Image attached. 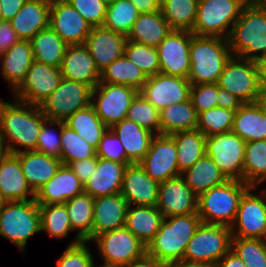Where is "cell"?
Here are the masks:
<instances>
[{"label": "cell", "instance_id": "35", "mask_svg": "<svg viewBox=\"0 0 266 267\" xmlns=\"http://www.w3.org/2000/svg\"><path fill=\"white\" fill-rule=\"evenodd\" d=\"M172 30L161 10L140 14L134 22L127 40L157 47Z\"/></svg>", "mask_w": 266, "mask_h": 267}, {"label": "cell", "instance_id": "13", "mask_svg": "<svg viewBox=\"0 0 266 267\" xmlns=\"http://www.w3.org/2000/svg\"><path fill=\"white\" fill-rule=\"evenodd\" d=\"M250 187L242 196L237 214L230 229L232 237L266 238V190L253 194Z\"/></svg>", "mask_w": 266, "mask_h": 267}, {"label": "cell", "instance_id": "64", "mask_svg": "<svg viewBox=\"0 0 266 267\" xmlns=\"http://www.w3.org/2000/svg\"><path fill=\"white\" fill-rule=\"evenodd\" d=\"M168 267H216V265L182 259L172 263Z\"/></svg>", "mask_w": 266, "mask_h": 267}, {"label": "cell", "instance_id": "29", "mask_svg": "<svg viewBox=\"0 0 266 267\" xmlns=\"http://www.w3.org/2000/svg\"><path fill=\"white\" fill-rule=\"evenodd\" d=\"M120 140L129 164H139L149 150L153 134L127 118L110 128Z\"/></svg>", "mask_w": 266, "mask_h": 267}, {"label": "cell", "instance_id": "34", "mask_svg": "<svg viewBox=\"0 0 266 267\" xmlns=\"http://www.w3.org/2000/svg\"><path fill=\"white\" fill-rule=\"evenodd\" d=\"M64 205L67 209L71 228L73 232L77 231L69 245L82 241H92L94 198L83 192L66 201Z\"/></svg>", "mask_w": 266, "mask_h": 267}, {"label": "cell", "instance_id": "57", "mask_svg": "<svg viewBox=\"0 0 266 267\" xmlns=\"http://www.w3.org/2000/svg\"><path fill=\"white\" fill-rule=\"evenodd\" d=\"M20 39L17 37L16 32L12 28L10 21H0V56Z\"/></svg>", "mask_w": 266, "mask_h": 267}, {"label": "cell", "instance_id": "60", "mask_svg": "<svg viewBox=\"0 0 266 267\" xmlns=\"http://www.w3.org/2000/svg\"><path fill=\"white\" fill-rule=\"evenodd\" d=\"M140 14L153 13L161 9V0H129Z\"/></svg>", "mask_w": 266, "mask_h": 267}, {"label": "cell", "instance_id": "65", "mask_svg": "<svg viewBox=\"0 0 266 267\" xmlns=\"http://www.w3.org/2000/svg\"><path fill=\"white\" fill-rule=\"evenodd\" d=\"M7 153L8 151L6 149V146L0 137V162L7 155Z\"/></svg>", "mask_w": 266, "mask_h": 267}, {"label": "cell", "instance_id": "10", "mask_svg": "<svg viewBox=\"0 0 266 267\" xmlns=\"http://www.w3.org/2000/svg\"><path fill=\"white\" fill-rule=\"evenodd\" d=\"M138 93L128 85L99 82L92 89L91 105L100 120L111 128L127 117L129 106Z\"/></svg>", "mask_w": 266, "mask_h": 267}, {"label": "cell", "instance_id": "2", "mask_svg": "<svg viewBox=\"0 0 266 267\" xmlns=\"http://www.w3.org/2000/svg\"><path fill=\"white\" fill-rule=\"evenodd\" d=\"M201 223L198 213L165 217L146 253L164 267L184 259L186 247Z\"/></svg>", "mask_w": 266, "mask_h": 267}, {"label": "cell", "instance_id": "4", "mask_svg": "<svg viewBox=\"0 0 266 267\" xmlns=\"http://www.w3.org/2000/svg\"><path fill=\"white\" fill-rule=\"evenodd\" d=\"M231 56L227 39L194 35L191 39V68L187 79L191 85L217 83Z\"/></svg>", "mask_w": 266, "mask_h": 267}, {"label": "cell", "instance_id": "9", "mask_svg": "<svg viewBox=\"0 0 266 267\" xmlns=\"http://www.w3.org/2000/svg\"><path fill=\"white\" fill-rule=\"evenodd\" d=\"M92 88L89 85L64 77L58 87L39 105L47 119L64 121L76 111L91 104Z\"/></svg>", "mask_w": 266, "mask_h": 267}, {"label": "cell", "instance_id": "66", "mask_svg": "<svg viewBox=\"0 0 266 267\" xmlns=\"http://www.w3.org/2000/svg\"><path fill=\"white\" fill-rule=\"evenodd\" d=\"M260 92L261 94L258 102L262 105V107L266 112V91H260Z\"/></svg>", "mask_w": 266, "mask_h": 267}, {"label": "cell", "instance_id": "54", "mask_svg": "<svg viewBox=\"0 0 266 267\" xmlns=\"http://www.w3.org/2000/svg\"><path fill=\"white\" fill-rule=\"evenodd\" d=\"M190 99L197 114L218 106V84L202 83L191 85Z\"/></svg>", "mask_w": 266, "mask_h": 267}, {"label": "cell", "instance_id": "70", "mask_svg": "<svg viewBox=\"0 0 266 267\" xmlns=\"http://www.w3.org/2000/svg\"><path fill=\"white\" fill-rule=\"evenodd\" d=\"M0 21H2L1 4H0Z\"/></svg>", "mask_w": 266, "mask_h": 267}, {"label": "cell", "instance_id": "6", "mask_svg": "<svg viewBox=\"0 0 266 267\" xmlns=\"http://www.w3.org/2000/svg\"><path fill=\"white\" fill-rule=\"evenodd\" d=\"M40 232L39 204L35 199L0 202V236L12 242L22 253L29 238Z\"/></svg>", "mask_w": 266, "mask_h": 267}, {"label": "cell", "instance_id": "23", "mask_svg": "<svg viewBox=\"0 0 266 267\" xmlns=\"http://www.w3.org/2000/svg\"><path fill=\"white\" fill-rule=\"evenodd\" d=\"M62 77L89 85L100 82L101 73L84 44L68 45L60 65Z\"/></svg>", "mask_w": 266, "mask_h": 267}, {"label": "cell", "instance_id": "52", "mask_svg": "<svg viewBox=\"0 0 266 267\" xmlns=\"http://www.w3.org/2000/svg\"><path fill=\"white\" fill-rule=\"evenodd\" d=\"M87 243V241H82L68 245L56 261V267H91L95 260Z\"/></svg>", "mask_w": 266, "mask_h": 267}, {"label": "cell", "instance_id": "12", "mask_svg": "<svg viewBox=\"0 0 266 267\" xmlns=\"http://www.w3.org/2000/svg\"><path fill=\"white\" fill-rule=\"evenodd\" d=\"M217 84L243 103L259 101L261 92L258 85L256 61L232 55L227 61Z\"/></svg>", "mask_w": 266, "mask_h": 267}, {"label": "cell", "instance_id": "38", "mask_svg": "<svg viewBox=\"0 0 266 267\" xmlns=\"http://www.w3.org/2000/svg\"><path fill=\"white\" fill-rule=\"evenodd\" d=\"M34 60L49 66L60 67L68 46L49 26L31 40Z\"/></svg>", "mask_w": 266, "mask_h": 267}, {"label": "cell", "instance_id": "69", "mask_svg": "<svg viewBox=\"0 0 266 267\" xmlns=\"http://www.w3.org/2000/svg\"><path fill=\"white\" fill-rule=\"evenodd\" d=\"M102 2H104L106 4V6L111 5L115 0H101Z\"/></svg>", "mask_w": 266, "mask_h": 267}, {"label": "cell", "instance_id": "21", "mask_svg": "<svg viewBox=\"0 0 266 267\" xmlns=\"http://www.w3.org/2000/svg\"><path fill=\"white\" fill-rule=\"evenodd\" d=\"M127 36L104 27H92L84 45L101 73L113 61L124 55Z\"/></svg>", "mask_w": 266, "mask_h": 267}, {"label": "cell", "instance_id": "26", "mask_svg": "<svg viewBox=\"0 0 266 267\" xmlns=\"http://www.w3.org/2000/svg\"><path fill=\"white\" fill-rule=\"evenodd\" d=\"M33 199L35 193L26 181L19 158L15 154L7 153L0 162V202Z\"/></svg>", "mask_w": 266, "mask_h": 267}, {"label": "cell", "instance_id": "24", "mask_svg": "<svg viewBox=\"0 0 266 267\" xmlns=\"http://www.w3.org/2000/svg\"><path fill=\"white\" fill-rule=\"evenodd\" d=\"M128 208L127 199L120 193L94 198L92 240L104 232L123 227Z\"/></svg>", "mask_w": 266, "mask_h": 267}, {"label": "cell", "instance_id": "14", "mask_svg": "<svg viewBox=\"0 0 266 267\" xmlns=\"http://www.w3.org/2000/svg\"><path fill=\"white\" fill-rule=\"evenodd\" d=\"M99 255L105 263L122 267L146 253V246L125 226L96 236Z\"/></svg>", "mask_w": 266, "mask_h": 267}, {"label": "cell", "instance_id": "25", "mask_svg": "<svg viewBox=\"0 0 266 267\" xmlns=\"http://www.w3.org/2000/svg\"><path fill=\"white\" fill-rule=\"evenodd\" d=\"M84 192V186L68 165L59 167L55 175L35 194L38 204H64Z\"/></svg>", "mask_w": 266, "mask_h": 267}, {"label": "cell", "instance_id": "11", "mask_svg": "<svg viewBox=\"0 0 266 267\" xmlns=\"http://www.w3.org/2000/svg\"><path fill=\"white\" fill-rule=\"evenodd\" d=\"M246 142L233 131L206 137V154L227 180L243 182Z\"/></svg>", "mask_w": 266, "mask_h": 267}, {"label": "cell", "instance_id": "16", "mask_svg": "<svg viewBox=\"0 0 266 267\" xmlns=\"http://www.w3.org/2000/svg\"><path fill=\"white\" fill-rule=\"evenodd\" d=\"M139 165L155 181L161 183L180 176L177 147L171 135L156 134Z\"/></svg>", "mask_w": 266, "mask_h": 267}, {"label": "cell", "instance_id": "58", "mask_svg": "<svg viewBox=\"0 0 266 267\" xmlns=\"http://www.w3.org/2000/svg\"><path fill=\"white\" fill-rule=\"evenodd\" d=\"M243 104L236 96L218 86V107L237 111Z\"/></svg>", "mask_w": 266, "mask_h": 267}, {"label": "cell", "instance_id": "45", "mask_svg": "<svg viewBox=\"0 0 266 267\" xmlns=\"http://www.w3.org/2000/svg\"><path fill=\"white\" fill-rule=\"evenodd\" d=\"M60 160L63 165L96 157V149L61 121Z\"/></svg>", "mask_w": 266, "mask_h": 267}, {"label": "cell", "instance_id": "39", "mask_svg": "<svg viewBox=\"0 0 266 267\" xmlns=\"http://www.w3.org/2000/svg\"><path fill=\"white\" fill-rule=\"evenodd\" d=\"M177 147V163L181 173L206 154V136L198 129L171 135Z\"/></svg>", "mask_w": 266, "mask_h": 267}, {"label": "cell", "instance_id": "33", "mask_svg": "<svg viewBox=\"0 0 266 267\" xmlns=\"http://www.w3.org/2000/svg\"><path fill=\"white\" fill-rule=\"evenodd\" d=\"M232 131L245 142L266 140V112L262 105L244 103L235 113Z\"/></svg>", "mask_w": 266, "mask_h": 267}, {"label": "cell", "instance_id": "44", "mask_svg": "<svg viewBox=\"0 0 266 267\" xmlns=\"http://www.w3.org/2000/svg\"><path fill=\"white\" fill-rule=\"evenodd\" d=\"M41 232L51 238H66L73 232L64 204H39Z\"/></svg>", "mask_w": 266, "mask_h": 267}, {"label": "cell", "instance_id": "51", "mask_svg": "<svg viewBox=\"0 0 266 267\" xmlns=\"http://www.w3.org/2000/svg\"><path fill=\"white\" fill-rule=\"evenodd\" d=\"M49 125L52 128L58 127V134ZM61 145V121L46 119L42 124L35 151L60 159Z\"/></svg>", "mask_w": 266, "mask_h": 267}, {"label": "cell", "instance_id": "15", "mask_svg": "<svg viewBox=\"0 0 266 267\" xmlns=\"http://www.w3.org/2000/svg\"><path fill=\"white\" fill-rule=\"evenodd\" d=\"M61 79L60 67L33 60L24 80L12 92L13 99L39 106L58 87Z\"/></svg>", "mask_w": 266, "mask_h": 267}, {"label": "cell", "instance_id": "63", "mask_svg": "<svg viewBox=\"0 0 266 267\" xmlns=\"http://www.w3.org/2000/svg\"><path fill=\"white\" fill-rule=\"evenodd\" d=\"M260 91H266V58L256 61Z\"/></svg>", "mask_w": 266, "mask_h": 267}, {"label": "cell", "instance_id": "42", "mask_svg": "<svg viewBox=\"0 0 266 267\" xmlns=\"http://www.w3.org/2000/svg\"><path fill=\"white\" fill-rule=\"evenodd\" d=\"M243 182L257 188L266 182V140L246 142Z\"/></svg>", "mask_w": 266, "mask_h": 267}, {"label": "cell", "instance_id": "32", "mask_svg": "<svg viewBox=\"0 0 266 267\" xmlns=\"http://www.w3.org/2000/svg\"><path fill=\"white\" fill-rule=\"evenodd\" d=\"M164 220V213L157 205H131L126 213L124 226L147 247Z\"/></svg>", "mask_w": 266, "mask_h": 267}, {"label": "cell", "instance_id": "67", "mask_svg": "<svg viewBox=\"0 0 266 267\" xmlns=\"http://www.w3.org/2000/svg\"><path fill=\"white\" fill-rule=\"evenodd\" d=\"M252 3H254L256 6L266 8V0H250Z\"/></svg>", "mask_w": 266, "mask_h": 267}, {"label": "cell", "instance_id": "53", "mask_svg": "<svg viewBox=\"0 0 266 267\" xmlns=\"http://www.w3.org/2000/svg\"><path fill=\"white\" fill-rule=\"evenodd\" d=\"M91 27H102L107 6L101 0H66Z\"/></svg>", "mask_w": 266, "mask_h": 267}, {"label": "cell", "instance_id": "61", "mask_svg": "<svg viewBox=\"0 0 266 267\" xmlns=\"http://www.w3.org/2000/svg\"><path fill=\"white\" fill-rule=\"evenodd\" d=\"M216 267H247L236 253L230 250L216 264Z\"/></svg>", "mask_w": 266, "mask_h": 267}, {"label": "cell", "instance_id": "46", "mask_svg": "<svg viewBox=\"0 0 266 267\" xmlns=\"http://www.w3.org/2000/svg\"><path fill=\"white\" fill-rule=\"evenodd\" d=\"M139 15L140 13L129 0H115L107 6L102 27L128 36Z\"/></svg>", "mask_w": 266, "mask_h": 267}, {"label": "cell", "instance_id": "5", "mask_svg": "<svg viewBox=\"0 0 266 267\" xmlns=\"http://www.w3.org/2000/svg\"><path fill=\"white\" fill-rule=\"evenodd\" d=\"M250 188L244 182L227 180L198 197V216L204 224L231 227L243 194Z\"/></svg>", "mask_w": 266, "mask_h": 267}, {"label": "cell", "instance_id": "62", "mask_svg": "<svg viewBox=\"0 0 266 267\" xmlns=\"http://www.w3.org/2000/svg\"><path fill=\"white\" fill-rule=\"evenodd\" d=\"M122 267H164L153 256L145 253L142 257L131 261Z\"/></svg>", "mask_w": 266, "mask_h": 267}, {"label": "cell", "instance_id": "30", "mask_svg": "<svg viewBox=\"0 0 266 267\" xmlns=\"http://www.w3.org/2000/svg\"><path fill=\"white\" fill-rule=\"evenodd\" d=\"M32 191H37L47 183L61 166V160L38 151H24L15 154Z\"/></svg>", "mask_w": 266, "mask_h": 267}, {"label": "cell", "instance_id": "17", "mask_svg": "<svg viewBox=\"0 0 266 267\" xmlns=\"http://www.w3.org/2000/svg\"><path fill=\"white\" fill-rule=\"evenodd\" d=\"M194 34L187 30H172L156 47L160 72L188 78L190 73V46Z\"/></svg>", "mask_w": 266, "mask_h": 267}, {"label": "cell", "instance_id": "55", "mask_svg": "<svg viewBox=\"0 0 266 267\" xmlns=\"http://www.w3.org/2000/svg\"><path fill=\"white\" fill-rule=\"evenodd\" d=\"M96 156L119 163H128L124 147L110 128L102 135L96 149Z\"/></svg>", "mask_w": 266, "mask_h": 267}, {"label": "cell", "instance_id": "36", "mask_svg": "<svg viewBox=\"0 0 266 267\" xmlns=\"http://www.w3.org/2000/svg\"><path fill=\"white\" fill-rule=\"evenodd\" d=\"M181 176L198 197L212 187L227 181V178L207 154L184 171Z\"/></svg>", "mask_w": 266, "mask_h": 267}, {"label": "cell", "instance_id": "56", "mask_svg": "<svg viewBox=\"0 0 266 267\" xmlns=\"http://www.w3.org/2000/svg\"><path fill=\"white\" fill-rule=\"evenodd\" d=\"M70 169L84 185L94 173L97 167V156L94 158L83 159L68 164Z\"/></svg>", "mask_w": 266, "mask_h": 267}, {"label": "cell", "instance_id": "41", "mask_svg": "<svg viewBox=\"0 0 266 267\" xmlns=\"http://www.w3.org/2000/svg\"><path fill=\"white\" fill-rule=\"evenodd\" d=\"M147 79L141 69L122 55L101 72L100 83L128 85L139 91Z\"/></svg>", "mask_w": 266, "mask_h": 267}, {"label": "cell", "instance_id": "19", "mask_svg": "<svg viewBox=\"0 0 266 267\" xmlns=\"http://www.w3.org/2000/svg\"><path fill=\"white\" fill-rule=\"evenodd\" d=\"M49 27L68 45L84 44L92 29L66 0H51Z\"/></svg>", "mask_w": 266, "mask_h": 267}, {"label": "cell", "instance_id": "50", "mask_svg": "<svg viewBox=\"0 0 266 267\" xmlns=\"http://www.w3.org/2000/svg\"><path fill=\"white\" fill-rule=\"evenodd\" d=\"M126 118L155 135L160 134V111L140 93L132 100Z\"/></svg>", "mask_w": 266, "mask_h": 267}, {"label": "cell", "instance_id": "3", "mask_svg": "<svg viewBox=\"0 0 266 267\" xmlns=\"http://www.w3.org/2000/svg\"><path fill=\"white\" fill-rule=\"evenodd\" d=\"M233 56L258 61L266 58V8L250 0L227 38Z\"/></svg>", "mask_w": 266, "mask_h": 267}, {"label": "cell", "instance_id": "27", "mask_svg": "<svg viewBox=\"0 0 266 267\" xmlns=\"http://www.w3.org/2000/svg\"><path fill=\"white\" fill-rule=\"evenodd\" d=\"M127 165L130 164L97 157V167L90 179L83 185L84 193L93 198L120 193Z\"/></svg>", "mask_w": 266, "mask_h": 267}, {"label": "cell", "instance_id": "37", "mask_svg": "<svg viewBox=\"0 0 266 267\" xmlns=\"http://www.w3.org/2000/svg\"><path fill=\"white\" fill-rule=\"evenodd\" d=\"M197 125L198 114L190 98L160 111V134L172 135L180 131L195 130Z\"/></svg>", "mask_w": 266, "mask_h": 267}, {"label": "cell", "instance_id": "59", "mask_svg": "<svg viewBox=\"0 0 266 267\" xmlns=\"http://www.w3.org/2000/svg\"><path fill=\"white\" fill-rule=\"evenodd\" d=\"M28 0H0L2 20L11 21Z\"/></svg>", "mask_w": 266, "mask_h": 267}, {"label": "cell", "instance_id": "31", "mask_svg": "<svg viewBox=\"0 0 266 267\" xmlns=\"http://www.w3.org/2000/svg\"><path fill=\"white\" fill-rule=\"evenodd\" d=\"M33 60L30 40H19L0 56L1 74L12 92L24 80Z\"/></svg>", "mask_w": 266, "mask_h": 267}, {"label": "cell", "instance_id": "68", "mask_svg": "<svg viewBox=\"0 0 266 267\" xmlns=\"http://www.w3.org/2000/svg\"><path fill=\"white\" fill-rule=\"evenodd\" d=\"M91 267H95V262L93 261L92 264H91ZM97 267V266H96ZM98 267H118V266H115V265H111L109 263H105L104 264L102 263V265L100 264V266Z\"/></svg>", "mask_w": 266, "mask_h": 267}, {"label": "cell", "instance_id": "20", "mask_svg": "<svg viewBox=\"0 0 266 267\" xmlns=\"http://www.w3.org/2000/svg\"><path fill=\"white\" fill-rule=\"evenodd\" d=\"M157 208L165 217L194 214L198 212V196L180 175L160 183Z\"/></svg>", "mask_w": 266, "mask_h": 267}, {"label": "cell", "instance_id": "1", "mask_svg": "<svg viewBox=\"0 0 266 267\" xmlns=\"http://www.w3.org/2000/svg\"><path fill=\"white\" fill-rule=\"evenodd\" d=\"M13 100L0 99V137L10 154L36 150L42 124L47 118L38 105Z\"/></svg>", "mask_w": 266, "mask_h": 267}, {"label": "cell", "instance_id": "18", "mask_svg": "<svg viewBox=\"0 0 266 267\" xmlns=\"http://www.w3.org/2000/svg\"><path fill=\"white\" fill-rule=\"evenodd\" d=\"M191 83L187 78L158 73L148 77L139 93L161 111L169 105L190 98Z\"/></svg>", "mask_w": 266, "mask_h": 267}, {"label": "cell", "instance_id": "48", "mask_svg": "<svg viewBox=\"0 0 266 267\" xmlns=\"http://www.w3.org/2000/svg\"><path fill=\"white\" fill-rule=\"evenodd\" d=\"M231 250L247 267H266V242L263 239L232 237Z\"/></svg>", "mask_w": 266, "mask_h": 267}, {"label": "cell", "instance_id": "8", "mask_svg": "<svg viewBox=\"0 0 266 267\" xmlns=\"http://www.w3.org/2000/svg\"><path fill=\"white\" fill-rule=\"evenodd\" d=\"M231 241L230 227L201 223L186 247L184 259L216 265L231 250Z\"/></svg>", "mask_w": 266, "mask_h": 267}, {"label": "cell", "instance_id": "43", "mask_svg": "<svg viewBox=\"0 0 266 267\" xmlns=\"http://www.w3.org/2000/svg\"><path fill=\"white\" fill-rule=\"evenodd\" d=\"M199 0H161V12L173 30L192 31Z\"/></svg>", "mask_w": 266, "mask_h": 267}, {"label": "cell", "instance_id": "28", "mask_svg": "<svg viewBox=\"0 0 266 267\" xmlns=\"http://www.w3.org/2000/svg\"><path fill=\"white\" fill-rule=\"evenodd\" d=\"M51 0H28L10 21L20 40H31L49 26Z\"/></svg>", "mask_w": 266, "mask_h": 267}, {"label": "cell", "instance_id": "7", "mask_svg": "<svg viewBox=\"0 0 266 267\" xmlns=\"http://www.w3.org/2000/svg\"><path fill=\"white\" fill-rule=\"evenodd\" d=\"M248 2L249 0H199L191 32L196 36L227 39Z\"/></svg>", "mask_w": 266, "mask_h": 267}, {"label": "cell", "instance_id": "40", "mask_svg": "<svg viewBox=\"0 0 266 267\" xmlns=\"http://www.w3.org/2000/svg\"><path fill=\"white\" fill-rule=\"evenodd\" d=\"M64 124L74 130L95 149L108 127L97 116L93 106L80 109L64 120Z\"/></svg>", "mask_w": 266, "mask_h": 267}, {"label": "cell", "instance_id": "22", "mask_svg": "<svg viewBox=\"0 0 266 267\" xmlns=\"http://www.w3.org/2000/svg\"><path fill=\"white\" fill-rule=\"evenodd\" d=\"M160 183L153 180L139 164L127 165L120 194L129 206H155L158 201Z\"/></svg>", "mask_w": 266, "mask_h": 267}, {"label": "cell", "instance_id": "49", "mask_svg": "<svg viewBox=\"0 0 266 267\" xmlns=\"http://www.w3.org/2000/svg\"><path fill=\"white\" fill-rule=\"evenodd\" d=\"M124 55L141 69L147 77L160 73L156 47L127 40Z\"/></svg>", "mask_w": 266, "mask_h": 267}, {"label": "cell", "instance_id": "47", "mask_svg": "<svg viewBox=\"0 0 266 267\" xmlns=\"http://www.w3.org/2000/svg\"><path fill=\"white\" fill-rule=\"evenodd\" d=\"M236 111L213 107L198 114L197 128L206 137L230 132L233 129Z\"/></svg>", "mask_w": 266, "mask_h": 267}]
</instances>
